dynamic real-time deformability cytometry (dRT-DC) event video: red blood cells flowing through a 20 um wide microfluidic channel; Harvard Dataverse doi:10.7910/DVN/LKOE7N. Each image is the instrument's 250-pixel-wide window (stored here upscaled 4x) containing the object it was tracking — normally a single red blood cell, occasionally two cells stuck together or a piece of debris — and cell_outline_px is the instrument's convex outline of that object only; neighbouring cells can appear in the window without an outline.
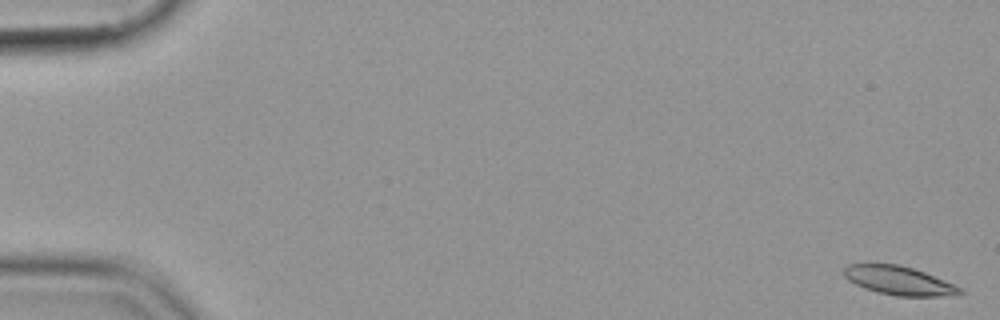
{"species": "common noctule bat (a hibernating species)", "species_latin": "Nyctalus noctula", "temperature_condition": "cold", "stored_images_in_passage": 55, "camera_frame_rate_fps": 3000, "um_per_image_px": 0.085, "animal": {"sex": "female", "body_mass_g": 19.9}, "frame": {"image": 1, "passage_image": 1, "time_ms": 0.0, "image_size_px": [1000, 320], "cell_outline_px": [[964, 292], [940, 296], [896, 296], [876, 292], [864, 288], [848, 280], [844, 276], [844, 268], [848, 264], [900, 264], [924, 272], [944, 280], [960, 288]], "centroid_in_image_um": [76.35, 23.84], "position_along_channel_um": 8.7, "area_um2": 19.13}}
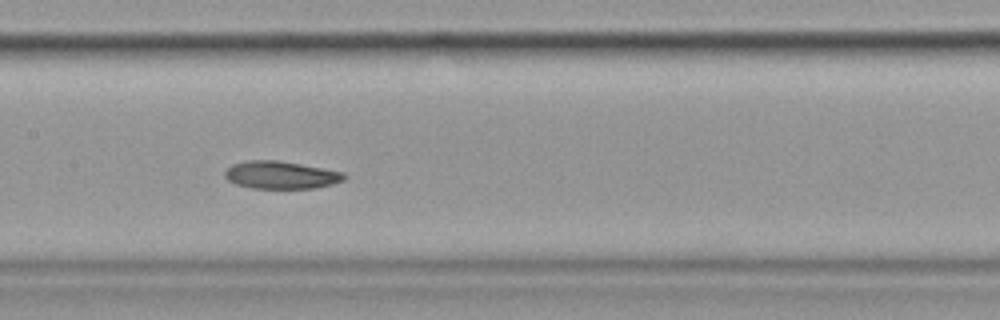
{"frame": {"image": 2, "passage_image": 28, "time_ms": 9.0, "image_size_px": [1000, 320], "cell_outline_px": [[348, 176], [344, 180], [332, 184], [316, 188], [252, 188], [236, 184], [228, 180], [224, 176], [224, 172], [232, 164], [248, 160], [276, 160], [300, 164], [344, 172]], "centroid_in_image_um": [23.88, 14.87], "position_along_channel_um": 183.5, "area_um2": 19.19}}
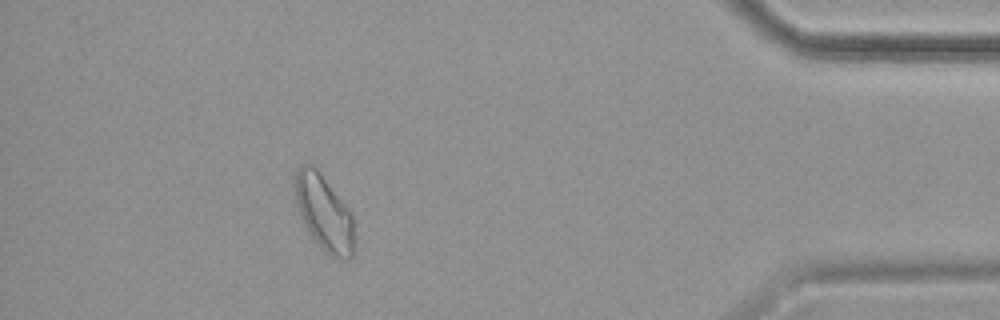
{"frame": {"image": 3, "passage_image": 50, "time_ms": 16.333, "image_size_px": [1000, 320], "cell_outline_px": [[356, 248], [352, 256], [348, 260], [332, 256], [324, 252], [308, 232], [300, 216], [296, 204], [292, 180], [296, 168], [300, 164], [312, 164], [320, 172], [352, 212], [356, 244]], "centroid_in_image_um": [27.54, 18.08], "position_along_channel_um": 407.7, "area_um2": 27.05}}